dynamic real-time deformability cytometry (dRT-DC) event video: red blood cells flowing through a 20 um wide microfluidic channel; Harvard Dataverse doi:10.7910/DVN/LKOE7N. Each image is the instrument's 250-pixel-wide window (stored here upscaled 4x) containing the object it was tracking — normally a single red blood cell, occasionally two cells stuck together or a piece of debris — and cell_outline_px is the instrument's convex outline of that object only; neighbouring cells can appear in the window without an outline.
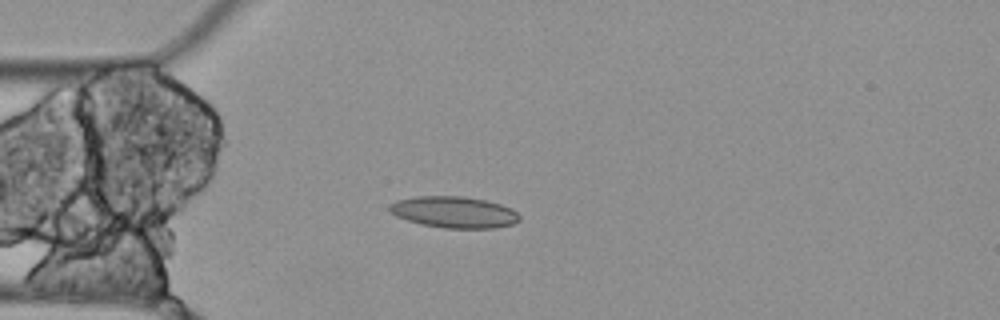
{"species": "Egyptian fruit bat (a non-hibernating species)", "species_latin": "Rousettus aegyptiacus", "temperature_condition": "cold", "stored_images_in_passage": 5, "camera_frame_rate_fps": 3000, "um_per_image_px": 0.085, "animal": {"sex": "female"}, "frame": {"image": 1, "passage_image": 5, "time_ms": 1.333, "image_size_px": [1000, 320], "cell_outline_px": [[520, 220], [512, 224], [496, 228], [444, 228], [420, 224], [396, 216], [388, 212], [388, 204], [396, 200], [416, 196], [464, 196], [484, 200], [500, 204], [512, 208], [520, 216]], "centroid_in_image_um": [38.56, 18.03], "position_along_channel_um": 46.4, "area_um2": 23.99}}